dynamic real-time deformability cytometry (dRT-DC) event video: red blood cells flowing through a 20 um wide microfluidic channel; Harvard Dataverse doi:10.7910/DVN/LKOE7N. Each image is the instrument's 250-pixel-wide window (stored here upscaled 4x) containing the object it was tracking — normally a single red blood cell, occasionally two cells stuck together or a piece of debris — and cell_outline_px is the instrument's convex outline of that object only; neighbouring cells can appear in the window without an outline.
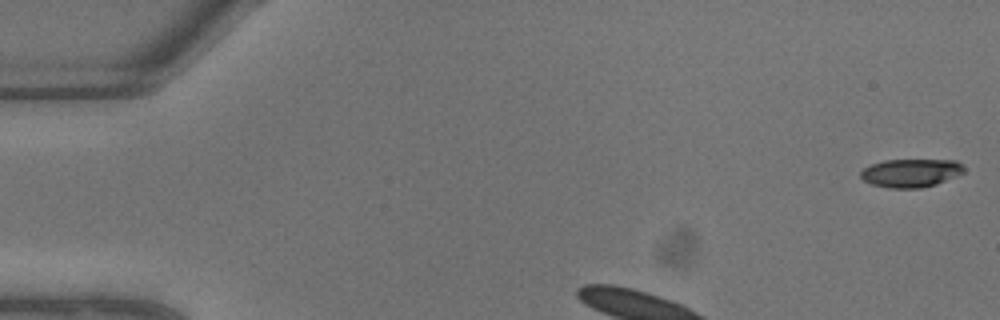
{"species": "common noctule bat (a hibernating species)", "species_latin": "Nyctalus noctula", "temperature_condition": "warm", "stored_images_in_passage": 8, "camera_frame_rate_fps": 3000, "um_per_image_px": 0.085, "animal": {"sex": "male", "body_mass_g": 13.3}, "frame": {"image": 1, "passage_image": 1, "time_ms": 0.0, "image_size_px": [1000, 320], "cell_outline_px": [[964, 172], [956, 176], [936, 184], [920, 188], [888, 188], [872, 184], [864, 180], [860, 176], [860, 172], [864, 168], [872, 164], [884, 160], [956, 160], [964, 168]], "centroid_in_image_um": [77.41, 14.7], "position_along_channel_um": 7.6, "area_um2": 16.94}}